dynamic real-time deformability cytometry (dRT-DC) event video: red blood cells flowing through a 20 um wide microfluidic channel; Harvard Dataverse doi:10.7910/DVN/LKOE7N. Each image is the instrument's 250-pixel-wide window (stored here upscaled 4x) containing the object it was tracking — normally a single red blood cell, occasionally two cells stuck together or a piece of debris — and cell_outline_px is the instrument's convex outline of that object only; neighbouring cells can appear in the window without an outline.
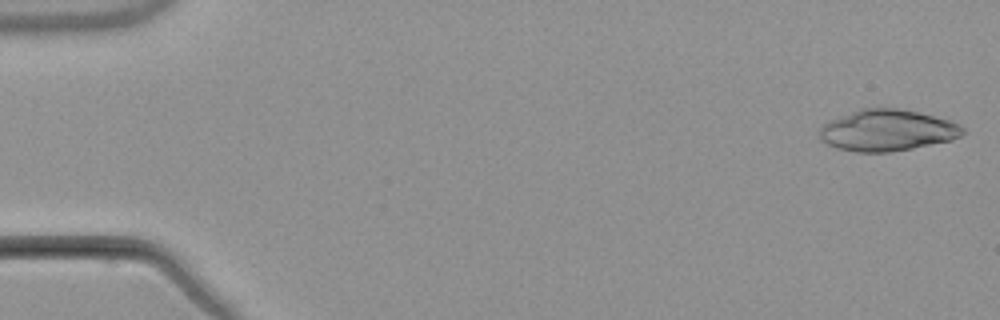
{"species": "common noctule bat (a hibernating species)", "species_latin": "Nyctalus noctula", "temperature_condition": "warm", "stored_images_in_passage": 5, "camera_frame_rate_fps": 3000, "um_per_image_px": 0.085, "animal": {"sex": "male", "body_mass_g": 21.5, "forearm_length_mm": 52.0}, "frame": {"image": 1, "passage_image": 1, "time_ms": 0.0, "image_size_px": [1000, 320], "cell_outline_px": [[968, 132], [952, 140], [912, 148], [888, 152], [856, 152], [836, 148], [824, 144], [820, 140], [820, 128], [828, 120], [860, 108], [900, 108], [948, 120], [960, 124]], "centroid_in_image_um": [75.39, 11.08], "position_along_channel_um": 9.6, "area_um2": 34.68}}